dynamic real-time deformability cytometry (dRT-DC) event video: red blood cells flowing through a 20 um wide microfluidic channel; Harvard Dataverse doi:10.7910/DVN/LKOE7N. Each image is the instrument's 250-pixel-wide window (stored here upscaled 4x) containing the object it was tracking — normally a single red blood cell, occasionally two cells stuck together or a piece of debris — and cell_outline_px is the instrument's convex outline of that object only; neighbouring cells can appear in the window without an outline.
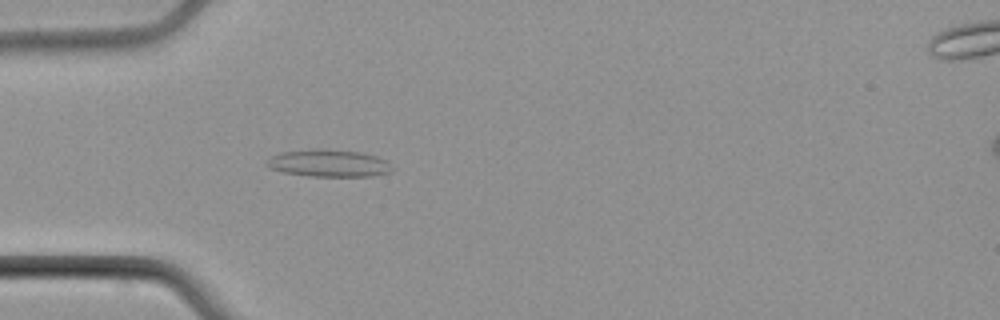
{"species": "common noctule bat (a hibernating species)", "species_latin": "Nyctalus noctula", "temperature_condition": "cold", "stored_images_in_passage": 6, "camera_frame_rate_fps": 3000, "um_per_image_px": 0.085, "animal": {"sex": "male", "body_mass_g": 21.5, "forearm_length_mm": 52.0}, "frame": {"image": 1, "passage_image": 5, "time_ms": 4.667, "image_size_px": [1000, 320], "cell_outline_px": [[392, 172], [372, 176], [308, 176], [284, 172], [268, 168], [264, 164], [272, 156], [280, 152], [312, 148], [320, 148], [360, 152], [376, 156], [388, 160], [392, 168]], "centroid_in_image_um": [27.93, 13.86], "position_along_channel_um": 57.1, "area_um2": 20.17}}